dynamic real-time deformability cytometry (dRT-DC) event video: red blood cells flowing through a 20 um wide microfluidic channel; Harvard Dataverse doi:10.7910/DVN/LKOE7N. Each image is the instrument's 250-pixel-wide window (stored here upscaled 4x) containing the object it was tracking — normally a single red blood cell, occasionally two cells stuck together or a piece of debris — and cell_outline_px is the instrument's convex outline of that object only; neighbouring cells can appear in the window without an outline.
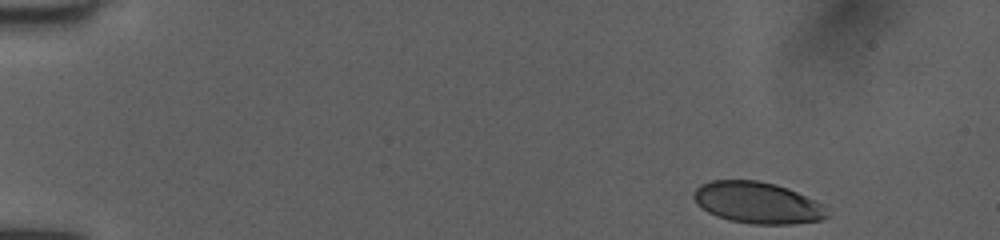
{"species": "human", "species_latin": "Homo sapiens", "temperature_condition": "room temperature", "stored_images_in_passage": 47, "camera_frame_rate_fps": 3000, "um_per_image_px": 0.085, "donor": {"sex": "female"}, "frame": {"image": 1, "passage_image": 1, "time_ms": 0.0, "image_size_px": [1000, 240], "cell_outline_px": [[828, 216], [820, 220], [792, 224], [752, 224], [728, 220], [716, 216], [708, 212], [696, 204], [692, 196], [692, 192], [700, 184], [712, 180], [756, 180], [776, 184], [788, 188], [820, 204]], "centroid_in_image_um": [64.29, 17.23], "position_along_channel_um": 20.7, "area_um2": 32.08}}
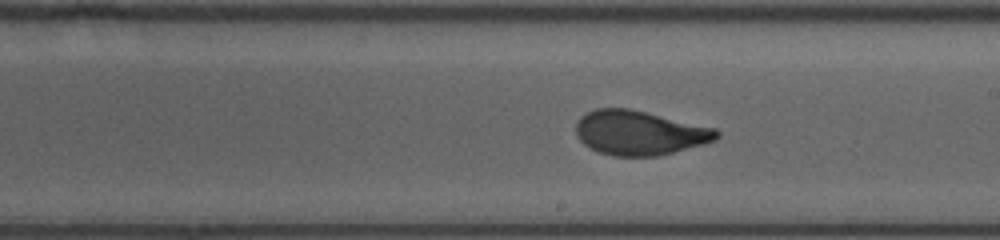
{"frame": {"image": 2, "passage_image": 26, "time_ms": 8.333, "image_size_px": [1000, 240], "cell_outline_px": [[720, 136], [716, 140], [704, 144], [656, 156], [612, 156], [588, 148], [576, 136], [576, 120], [580, 116], [596, 108], [628, 108], [716, 128], [720, 132]], "centroid_in_image_um": [54.34, 11.29], "position_along_channel_um": 234.7, "area_um2": 36.47}}
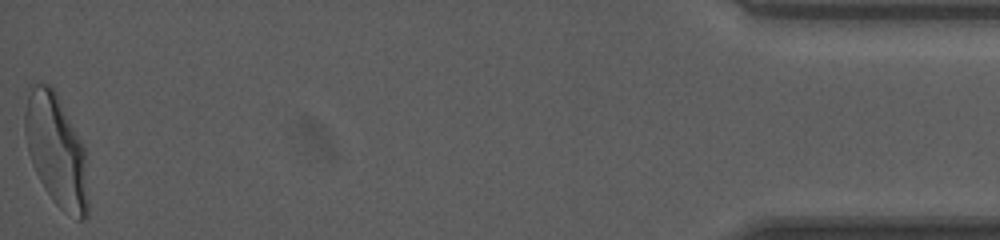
{"frame": {"image": 3, "passage_image": 47, "time_ms": 15.333, "image_size_px": [1000, 240], "cell_outline_px": [[88, 216], [84, 220], [76, 220], [64, 212], [52, 200], [44, 188], [32, 164], [28, 152], [24, 132], [24, 112], [28, 84], [48, 84], [56, 92], [84, 148], [88, 204]], "centroid_in_image_um": [4.75, 12.81], "position_along_channel_um": 430.5, "area_um2": 41.33}, "authors_computed_cell_mechanics": {"area_um2": 36.414, "velocity_mm_per_s": 4.0135, "shape_relaxation_time_tau1_ms": 4.251, "shape_relaxation_time_tau2_ms": null, "deformation_change_tau1": 0.1887, "deformation_change_tau2": null}}